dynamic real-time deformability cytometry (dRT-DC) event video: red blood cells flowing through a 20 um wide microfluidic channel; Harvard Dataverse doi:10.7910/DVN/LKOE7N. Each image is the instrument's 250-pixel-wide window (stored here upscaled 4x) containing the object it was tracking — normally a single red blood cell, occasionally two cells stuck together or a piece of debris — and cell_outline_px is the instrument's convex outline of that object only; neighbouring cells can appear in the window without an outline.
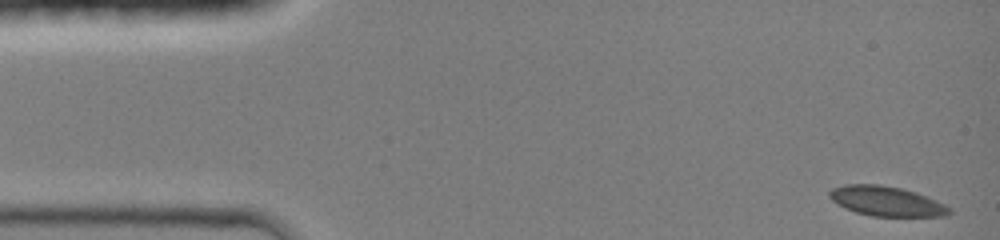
{"species": "common noctule bat (a hibernating species)", "species_latin": "Nyctalus noctula", "temperature_condition": "room temperature", "stored_images_in_passage": 5, "camera_frame_rate_fps": 3000, "um_per_image_px": 0.085, "animal": {"sex": "female", "body_mass_g": 19.0, "forearm_length_mm": 51.5}, "frame": {"image": 1, "passage_image": 1, "time_ms": 0.0, "image_size_px": [1000, 240], "cell_outline_px": [[952, 212], [948, 216], [872, 216], [856, 212], [836, 204], [828, 196], [828, 192], [832, 188], [844, 184], [880, 184], [900, 188], [916, 192], [928, 196], [952, 208]], "centroid_in_image_um": [75.36, 17.09], "position_along_channel_um": 9.6, "area_um2": 20.98}}